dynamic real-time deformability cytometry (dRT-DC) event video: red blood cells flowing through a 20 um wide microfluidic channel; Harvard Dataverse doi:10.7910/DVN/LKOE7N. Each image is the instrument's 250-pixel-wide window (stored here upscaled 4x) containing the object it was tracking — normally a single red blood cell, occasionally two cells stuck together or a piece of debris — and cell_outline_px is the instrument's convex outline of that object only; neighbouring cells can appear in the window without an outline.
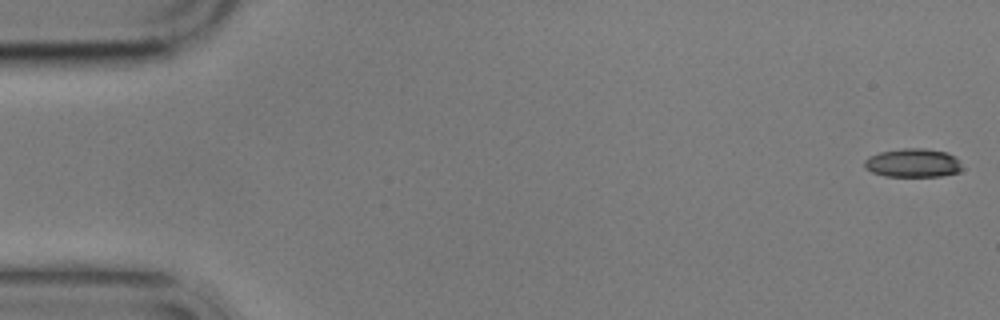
{"species": "common noctule bat (a hibernating species)", "species_latin": "Nyctalus noctula", "temperature_condition": "cold", "stored_images_in_passage": 5, "camera_frame_rate_fps": 3000, "um_per_image_px": 0.085, "animal": {"sex": "male", "body_mass_g": 17.9}, "frame": {"image": 1, "passage_image": 1, "time_ms": 0.0, "image_size_px": [1000, 320], "cell_outline_px": [[964, 168], [960, 172], [940, 176], [884, 176], [872, 172], [864, 168], [864, 160], [868, 156], [880, 152], [904, 148], [924, 148], [948, 152], [956, 156]], "centroid_in_image_um": [77.62, 13.84], "position_along_channel_um": 7.4, "area_um2": 16.59}}
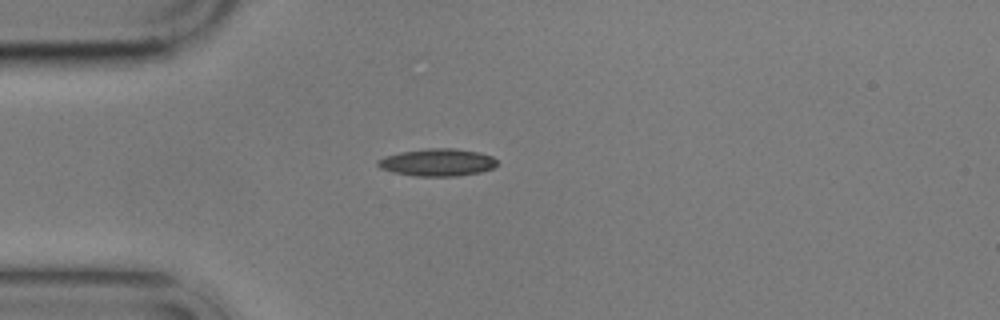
{"frame": {"image": 2, "passage_image": 5, "time_ms": 4.667, "image_size_px": [1000, 320], "cell_outline_px": [[500, 164], [492, 168], [480, 172], [456, 176], [412, 176], [392, 172], [380, 168], [376, 164], [376, 160], [384, 156], [400, 152], [428, 148], [452, 148], [480, 152], [492, 156]], "centroid_in_image_um": [37.16, 13.8], "position_along_channel_um": 47.8, "area_um2": 19.25}}